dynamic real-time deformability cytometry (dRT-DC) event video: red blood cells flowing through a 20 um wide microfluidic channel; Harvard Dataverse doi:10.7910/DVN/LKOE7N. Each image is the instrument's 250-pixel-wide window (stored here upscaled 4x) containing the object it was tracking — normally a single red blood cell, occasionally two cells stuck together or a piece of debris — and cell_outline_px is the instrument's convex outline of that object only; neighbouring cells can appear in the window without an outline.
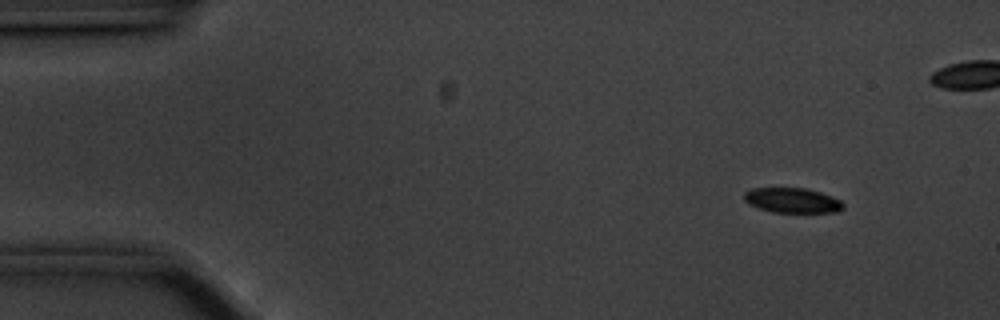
{"species": "common noctule bat (a hibernating species)", "species_latin": "Nyctalus noctula", "temperature_condition": "cold", "stored_images_in_passage": 15, "camera_frame_rate_fps": 3000, "um_per_image_px": 0.085, "animal": {"sex": "male", "body_mass_g": 20.1, "forearm_length_mm": 53.5}, "frame": {"image": 1, "passage_image": 5, "time_ms": 1.333, "image_size_px": [1000, 320], "cell_outline_px": [[844, 208], [836, 212], [772, 212], [748, 204], [744, 200], [744, 192], [752, 188], [804, 188], [820, 192], [840, 200], [844, 204]], "centroid_in_image_um": [67.33, 17.03], "position_along_channel_um": 17.7, "area_um2": 14.33}}